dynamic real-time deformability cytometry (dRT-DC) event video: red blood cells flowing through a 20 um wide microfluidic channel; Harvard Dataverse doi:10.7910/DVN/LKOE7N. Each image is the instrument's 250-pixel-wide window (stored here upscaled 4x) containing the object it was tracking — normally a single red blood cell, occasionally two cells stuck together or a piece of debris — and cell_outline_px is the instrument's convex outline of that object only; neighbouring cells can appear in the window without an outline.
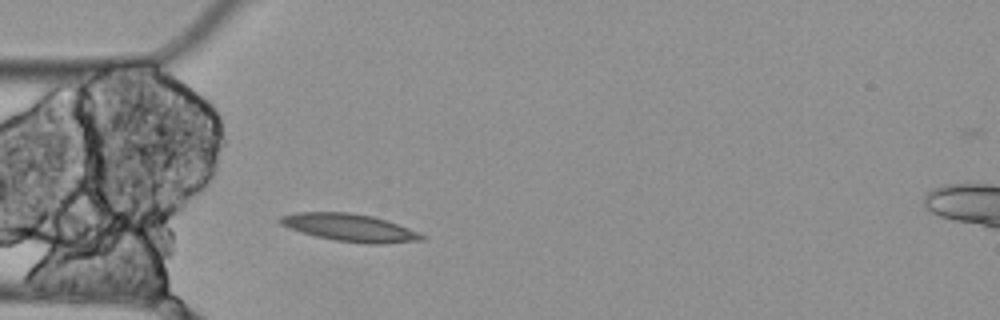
{"species": "Egyptian fruit bat (a non-hibernating species)", "species_latin": "Rousettus aegyptiacus", "temperature_condition": "cold", "stored_images_in_passage": 2, "camera_frame_rate_fps": 3000, "um_per_image_px": 0.085, "animal": {"sex": "female"}, "frame": {"image": 1, "passage_image": 1, "time_ms": 0.0, "image_size_px": [1000, 320], "cell_outline_px": [[424, 240], [380, 244], [368, 244], [336, 240], [316, 236], [300, 232], [288, 228], [280, 224], [276, 220], [280, 216], [296, 212], [348, 212], [372, 216], [420, 232], [424, 236]], "centroid_in_image_um": [29.68, 19.34], "position_along_channel_um": 55.3, "area_um2": 22.66}}